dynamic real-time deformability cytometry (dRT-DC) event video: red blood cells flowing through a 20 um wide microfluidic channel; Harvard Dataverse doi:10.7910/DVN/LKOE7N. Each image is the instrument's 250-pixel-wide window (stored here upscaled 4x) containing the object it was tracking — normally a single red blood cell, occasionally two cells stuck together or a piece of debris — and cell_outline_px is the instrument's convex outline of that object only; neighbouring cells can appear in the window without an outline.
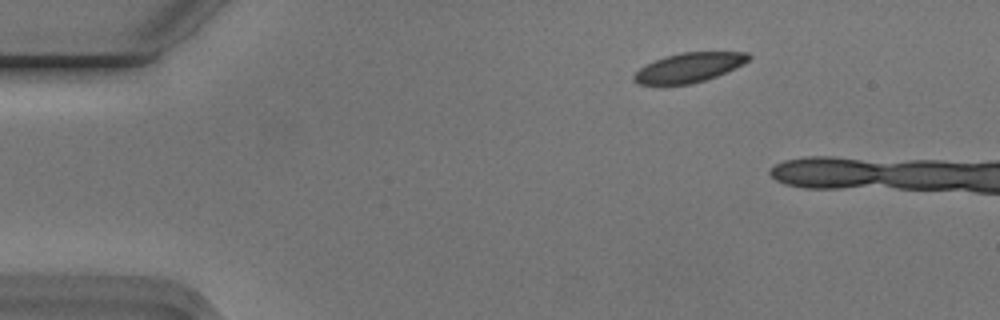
{"species": "Egyptian fruit bat (a non-hibernating species)", "species_latin": "Rousettus aegyptiacus", "temperature_condition": "cold", "stored_images_in_passage": 2, "camera_frame_rate_fps": 3000, "um_per_image_px": 0.085, "animal": {"sex": "male"}, "frame": {"image": 1, "passage_image": 1, "time_ms": 0.0, "image_size_px": [1000, 320], "cell_outline_px": [[752, 56], [748, 60], [716, 76], [704, 80], [688, 84], [636, 84], [632, 80], [632, 76], [644, 64], [664, 56], [680, 52], [748, 52]], "centroid_in_image_um": [58.49, 5.73], "position_along_channel_um": 26.5, "area_um2": 19.48}}